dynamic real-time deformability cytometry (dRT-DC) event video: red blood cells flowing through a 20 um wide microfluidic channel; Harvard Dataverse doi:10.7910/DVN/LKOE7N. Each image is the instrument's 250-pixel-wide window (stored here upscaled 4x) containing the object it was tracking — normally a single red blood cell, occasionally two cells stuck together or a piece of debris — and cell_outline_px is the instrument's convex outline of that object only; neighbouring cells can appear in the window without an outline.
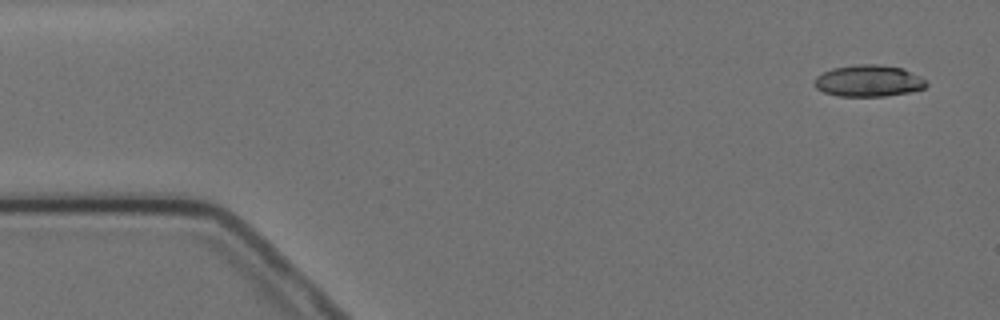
{"species": "Egyptian fruit bat (a non-hibernating species)", "species_latin": "Rousettus aegyptiacus", "temperature_condition": "cold", "stored_images_in_passage": 6, "camera_frame_rate_fps": 3000, "um_per_image_px": 0.085, "animal": {"sex": "female"}, "frame": {"image": 1, "passage_image": 1, "time_ms": 0.0, "image_size_px": [1000, 320], "cell_outline_px": [[928, 84], [924, 88], [912, 92], [884, 96], [836, 96], [824, 92], [816, 88], [812, 84], [812, 80], [816, 76], [832, 68], [856, 64], [880, 64], [904, 68], [928, 80]], "centroid_in_image_um": [73.83, 6.87], "position_along_channel_um": 11.2, "area_um2": 21.04}}
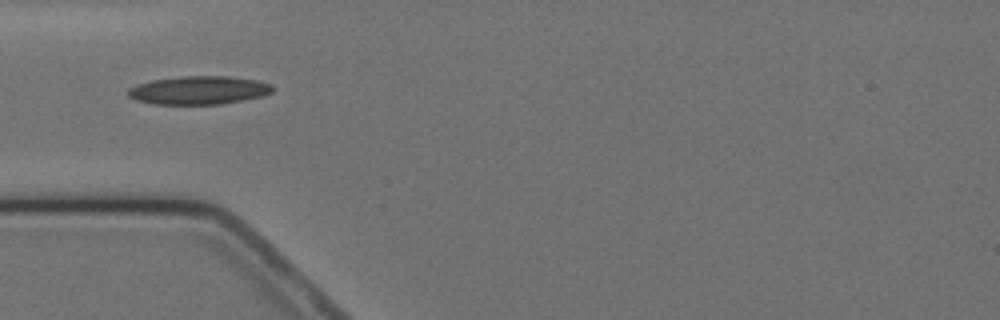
{"frame": {"image": 2, "passage_image": 5, "time_ms": 4.667, "image_size_px": [1000, 320], "cell_outline_px": [[276, 88], [272, 92], [264, 96], [220, 104], [152, 104], [136, 100], [128, 96], [128, 88], [136, 84], [152, 80], [180, 76], [228, 76], [256, 80], [272, 84]], "centroid_in_image_um": [16.91, 7.66], "position_along_channel_um": 68.1, "area_um2": 24.04}}
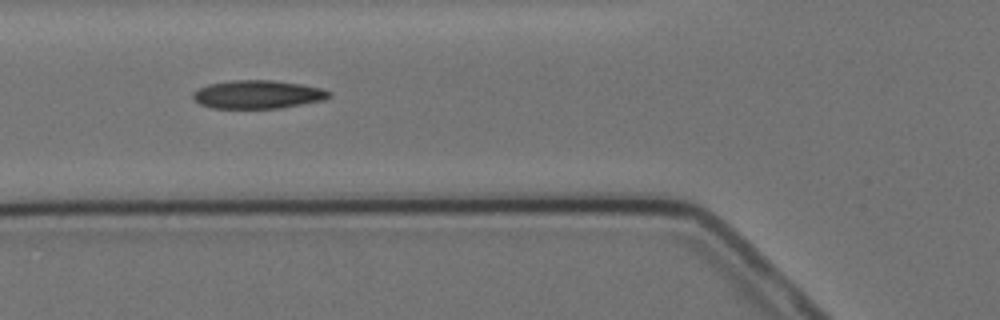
{"frame": {"image": 3, "passage_image": 6, "time_ms": 5.667, "image_size_px": [1000, 320], "cell_outline_px": [[332, 96], [324, 100], [280, 108], [212, 108], [200, 104], [192, 96], [192, 92], [208, 84], [232, 80], [272, 80], [300, 84], [320, 88], [332, 92]], "centroid_in_image_um": [21.92, 8.03], "position_along_channel_um": 103.9, "area_um2": 22.43}}